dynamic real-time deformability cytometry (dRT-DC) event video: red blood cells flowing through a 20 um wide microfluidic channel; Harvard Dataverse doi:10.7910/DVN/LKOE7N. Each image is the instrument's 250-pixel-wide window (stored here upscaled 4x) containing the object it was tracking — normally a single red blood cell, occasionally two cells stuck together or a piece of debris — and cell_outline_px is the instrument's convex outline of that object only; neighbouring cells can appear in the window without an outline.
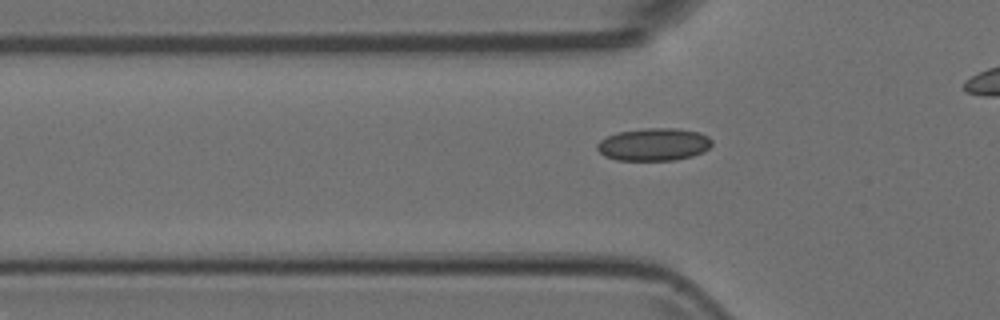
{"species": "Egyptian fruit bat (a non-hibernating species)", "species_latin": "Rousettus aegyptiacus", "temperature_condition": "room temperature", "stored_images_in_passage": 34, "camera_frame_rate_fps": 3000, "um_per_image_px": 0.085, "animal": {"sex": "female"}, "frame": {"image": 1, "passage_image": 8, "time_ms": 2.333, "image_size_px": [1000, 320], "cell_outline_px": [[712, 144], [704, 152], [692, 156], [676, 160], [616, 160], [604, 156], [596, 148], [596, 144], [600, 140], [616, 132], [648, 128], [676, 128], [700, 132], [708, 136], [712, 140]], "centroid_in_image_um": [55.58, 12.28], "position_along_channel_um": 70.2, "area_um2": 21.96}}
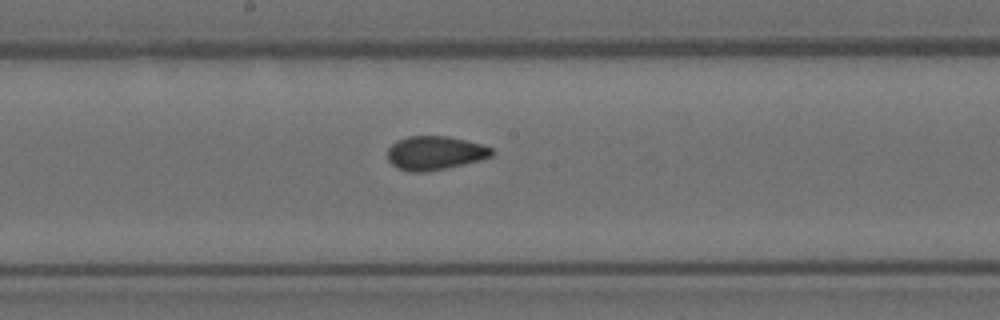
{"frame": {"image": 2, "passage_image": 19, "time_ms": 6.0, "image_size_px": [1000, 320], "cell_outline_px": [[492, 156], [480, 160], [464, 164], [424, 172], [412, 172], [396, 168], [388, 160], [388, 148], [396, 140], [408, 136], [448, 136], [480, 144], [492, 148]], "centroid_in_image_um": [36.93, 13.0], "position_along_channel_um": 211.3, "area_um2": 20.4}}
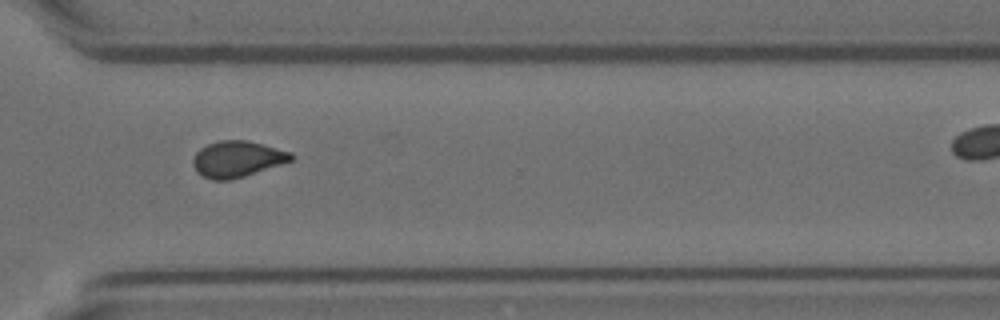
{"frame": {"image": 3, "passage_image": 30, "time_ms": 9.667, "image_size_px": [1000, 320], "cell_outline_px": [[296, 156], [292, 160], [232, 180], [212, 180], [196, 172], [192, 164], [192, 160], [196, 152], [200, 148], [208, 144], [220, 140], [248, 140], [292, 152]], "centroid_in_image_um": [20.15, 13.51], "position_along_channel_um": 350.5, "area_um2": 20.69}}